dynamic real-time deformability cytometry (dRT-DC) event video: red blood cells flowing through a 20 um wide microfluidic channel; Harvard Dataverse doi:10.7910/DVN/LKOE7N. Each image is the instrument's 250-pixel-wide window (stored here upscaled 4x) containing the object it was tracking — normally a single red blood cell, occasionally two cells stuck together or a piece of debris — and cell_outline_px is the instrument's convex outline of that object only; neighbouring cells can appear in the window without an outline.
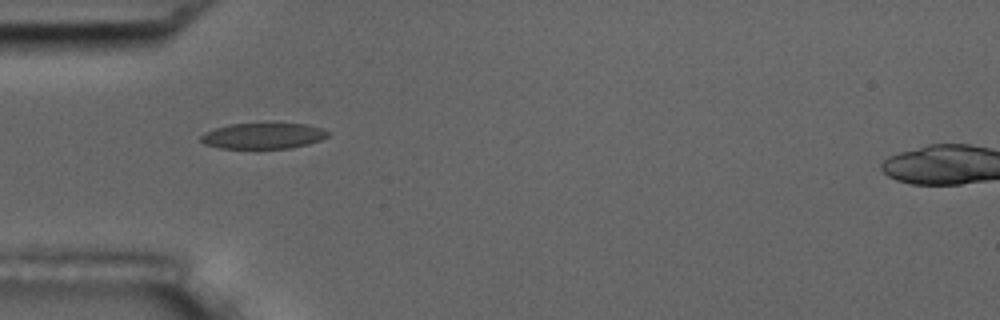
{"species": "common noctule bat (a hibernating species)", "species_latin": "Nyctalus noctula", "temperature_condition": "room temperature", "stored_images_in_passage": 17, "camera_frame_rate_fps": 3000, "um_per_image_px": 0.085, "animal": {"sex": "male", "body_mass_g": 17.5, "forearm_length_mm": 52.3}, "frame": {"image": 1, "passage_image": 6, "time_ms": 5.667, "image_size_px": [1000, 320], "cell_outline_px": [[328, 136], [320, 140], [308, 144], [288, 148], [220, 148], [204, 144], [200, 140], [200, 136], [204, 132], [228, 124], [304, 124], [320, 128], [328, 132]], "centroid_in_image_um": [22.32, 11.55], "position_along_channel_um": 62.7, "area_um2": 18.84}}
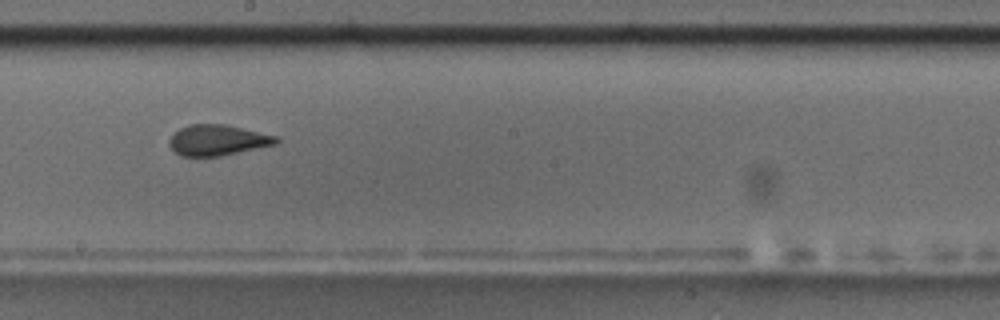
{"frame": {"image": 2, "passage_image": 10, "time_ms": 10.333, "image_size_px": [1000, 320], "cell_outline_px": [[280, 140], [276, 144], [220, 156], [180, 156], [168, 144], [168, 140], [180, 128], [192, 124], [224, 124], [280, 136]], "centroid_in_image_um": [18.53, 11.91], "position_along_channel_um": 229.7, "area_um2": 19.07}, "authors_computed_cell_mechanics": {"area_um2": 19.1318, "velocity_mm_per_s": 3.6206, "shape_relaxation_time_tau1_ms": 4.1708, "shape_relaxation_time_tau2_ms": 0.8428, "deformation_change_tau1": 0.1616, "deformation_change_tau2": 0.0805}}